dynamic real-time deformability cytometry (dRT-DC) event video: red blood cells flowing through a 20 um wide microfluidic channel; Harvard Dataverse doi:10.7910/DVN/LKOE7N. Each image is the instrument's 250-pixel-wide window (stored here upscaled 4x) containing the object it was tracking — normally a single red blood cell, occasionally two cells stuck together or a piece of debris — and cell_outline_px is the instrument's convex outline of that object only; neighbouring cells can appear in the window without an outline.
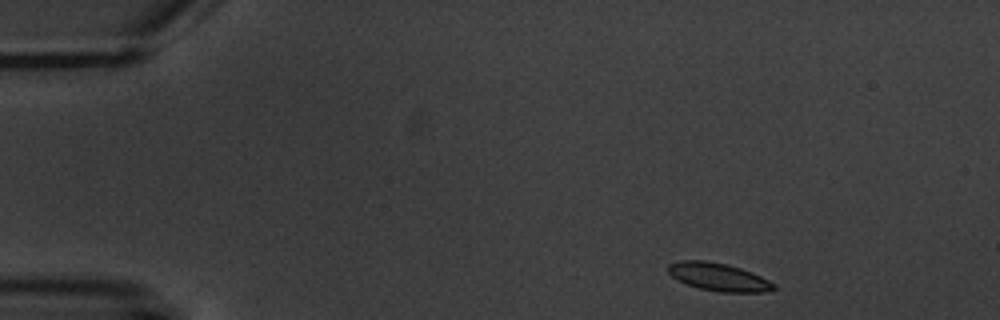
{"species": "common noctule bat (a hibernating species)", "species_latin": "Nyctalus noctula", "temperature_condition": "warm", "stored_images_in_passage": 3, "camera_frame_rate_fps": 3000, "um_per_image_px": 0.085, "animal": {"sex": "male", "body_mass_g": 20.1, "forearm_length_mm": 53.5}, "frame": {"image": 1, "passage_image": 1, "time_ms": 0.0, "image_size_px": [1000, 320], "cell_outline_px": [[776, 288], [764, 292], [720, 292], [700, 288], [676, 280], [668, 272], [668, 264], [680, 260], [704, 260], [728, 264], [752, 272], [776, 284]], "centroid_in_image_um": [61.07, 23.53], "position_along_channel_um": 23.9, "area_um2": 17.17}}
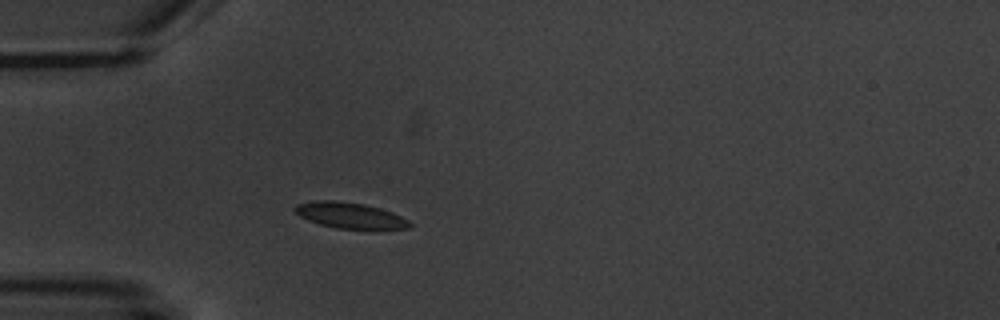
{"frame": {"image": 2, "passage_image": 3, "time_ms": 3.0, "image_size_px": [1000, 320], "cell_outline_px": [[412, 228], [380, 232], [372, 232], [336, 228], [320, 224], [308, 220], [300, 216], [292, 208], [296, 204], [316, 200], [332, 200], [364, 204], [380, 208], [392, 212], [408, 220], [412, 224]], "centroid_in_image_um": [29.86, 18.37], "position_along_channel_um": 55.1, "area_um2": 18.26}}